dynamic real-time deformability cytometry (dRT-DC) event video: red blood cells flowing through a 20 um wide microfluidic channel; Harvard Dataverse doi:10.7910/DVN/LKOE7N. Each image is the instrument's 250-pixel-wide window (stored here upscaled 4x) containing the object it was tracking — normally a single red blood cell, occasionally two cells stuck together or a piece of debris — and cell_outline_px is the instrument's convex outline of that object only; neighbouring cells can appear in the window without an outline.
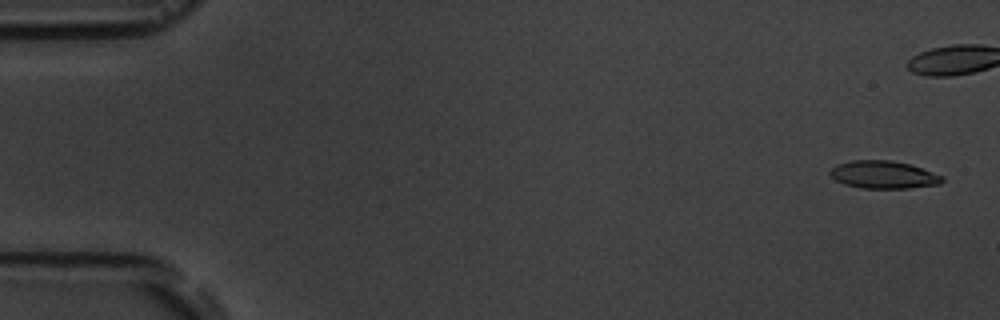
{"species": "common noctule bat (a hibernating species)", "species_latin": "Nyctalus noctula", "temperature_condition": "room temperature", "stored_images_in_passage": 6, "camera_frame_rate_fps": 3000, "um_per_image_px": 0.085, "animal": {"sex": "male", "body_mass_g": 19.5, "forearm_length_mm": 54.6}, "frame": {"image": 1, "passage_image": 1, "time_ms": 0.0, "image_size_px": [1000, 320], "cell_outline_px": [[944, 180], [940, 184], [908, 188], [860, 188], [844, 184], [836, 180], [828, 172], [836, 164], [852, 160], [892, 160], [908, 164], [944, 176]], "centroid_in_image_um": [75.08, 14.85], "position_along_channel_um": 9.9, "area_um2": 18.03}}
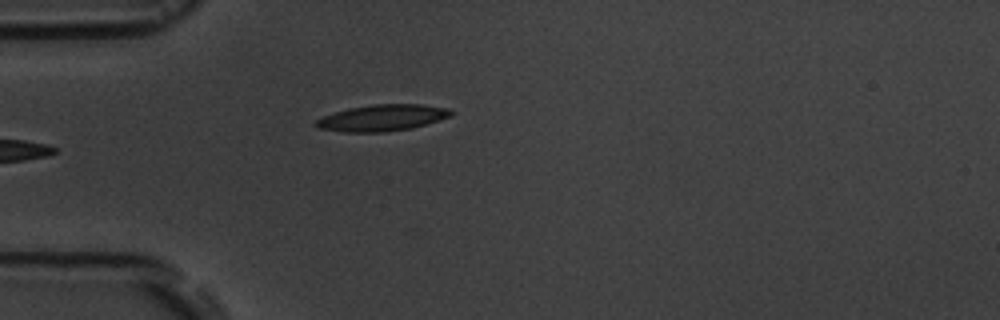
{"frame": {"image": 2, "passage_image": 6, "time_ms": 5.667, "image_size_px": [1000, 320], "cell_outline_px": [[456, 112], [452, 116], [412, 128], [384, 132], [344, 132], [316, 128], [312, 124], [316, 120], [324, 116], [348, 108], [372, 104], [420, 104], [448, 108]], "centroid_in_image_um": [32.49, 10.01], "position_along_channel_um": 52.5, "area_um2": 20.92}}